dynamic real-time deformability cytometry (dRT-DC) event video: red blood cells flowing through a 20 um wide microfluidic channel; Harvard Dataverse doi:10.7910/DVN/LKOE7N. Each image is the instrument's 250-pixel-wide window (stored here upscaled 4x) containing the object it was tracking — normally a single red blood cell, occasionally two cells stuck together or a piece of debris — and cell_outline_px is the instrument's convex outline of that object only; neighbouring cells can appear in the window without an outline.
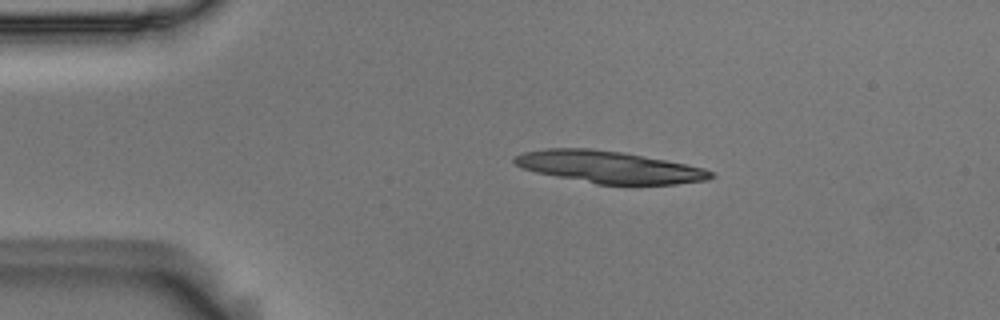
{"species": "Egyptian fruit bat (a non-hibernating species)", "species_latin": "Rousettus aegyptiacus", "temperature_condition": "room temperature", "stored_images_in_passage": 5, "camera_frame_rate_fps": 3000, "um_per_image_px": 0.085, "animal": {"sex": "male"}, "frame": {"image": 1, "passage_image": 1, "time_ms": 0.0, "image_size_px": [1000, 320], "cell_outline_px": [[716, 176], [708, 180], [676, 184], [596, 184], [536, 172], [524, 168], [516, 164], [512, 160], [516, 156], [524, 152], [544, 148], [592, 148], [624, 152], [704, 168], [712, 172]], "centroid_in_image_um": [51.78, 14.19], "position_along_channel_um": 33.2, "area_um2": 36.41}}
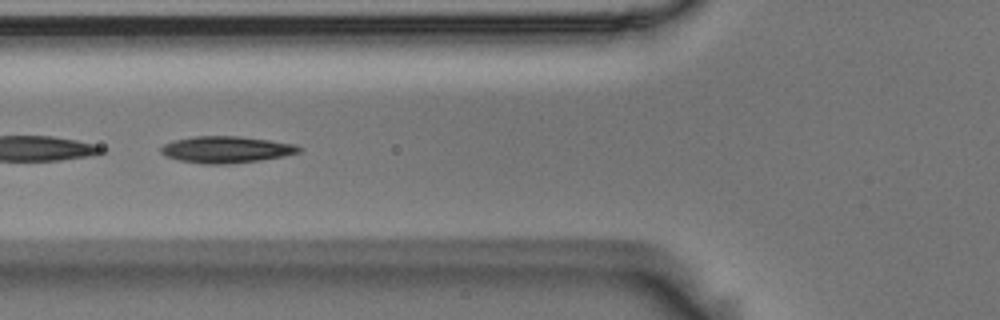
{"frame": {"image": 2, "passage_image": 4, "time_ms": 1.0, "image_size_px": [1000, 320], "cell_outline_px": [[304, 148], [300, 152], [284, 156], [260, 160], [228, 164], [204, 164], [180, 160], [164, 156], [160, 152], [160, 148], [164, 144], [172, 140], [192, 136], [240, 136], [296, 144]], "centroid_in_image_um": [19.22, 12.71], "position_along_channel_um": 106.6, "area_um2": 21.62}}
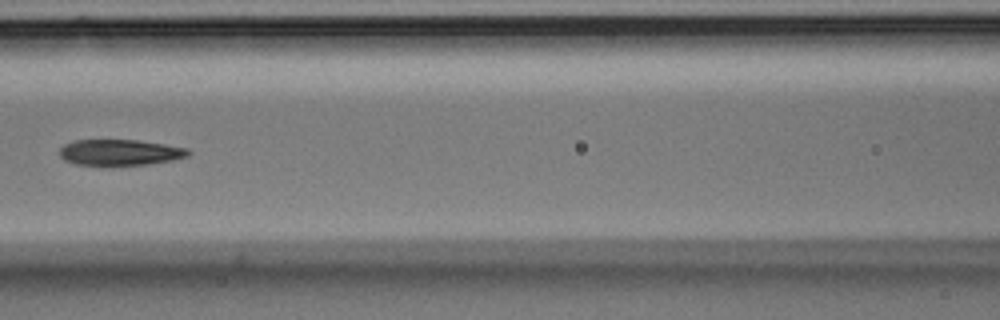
{"frame": {"image": 3, "passage_image": 5, "time_ms": 1.333, "image_size_px": [1000, 320], "cell_outline_px": [[192, 152], [188, 156], [172, 160], [148, 164], [112, 168], [76, 164], [64, 160], [60, 156], [60, 148], [64, 144], [72, 140], [136, 140], [164, 144], [188, 148]], "centroid_in_image_um": [10.17, 12.99], "position_along_channel_um": 156.4, "area_um2": 20.23}}